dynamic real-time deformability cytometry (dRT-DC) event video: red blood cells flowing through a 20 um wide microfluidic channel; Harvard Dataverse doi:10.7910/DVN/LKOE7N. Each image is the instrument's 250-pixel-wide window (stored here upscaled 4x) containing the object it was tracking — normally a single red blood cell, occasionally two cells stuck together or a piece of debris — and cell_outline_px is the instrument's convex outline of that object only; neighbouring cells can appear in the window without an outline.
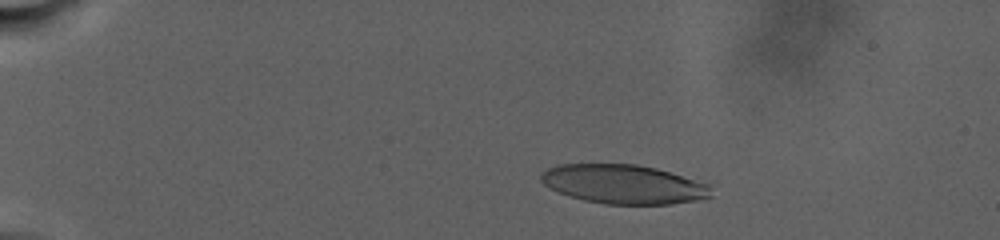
{"species": "human", "species_latin": "Homo sapiens", "temperature_condition": "warm", "stored_images_in_passage": 54, "camera_frame_rate_fps": 3000, "um_per_image_px": 0.085, "donor": {"sex": "male"}, "frame": {"image": 1, "passage_image": 12, "time_ms": 5.667, "image_size_px": [1000, 240], "cell_outline_px": [[712, 196], [692, 200], [668, 204], [604, 204], [584, 200], [568, 196], [548, 188], [540, 180], [540, 172], [548, 168], [560, 164], [636, 164], [656, 168], [708, 184]], "centroid_in_image_um": [52.92, 15.65], "position_along_channel_um": 32.1, "area_um2": 38.55}}
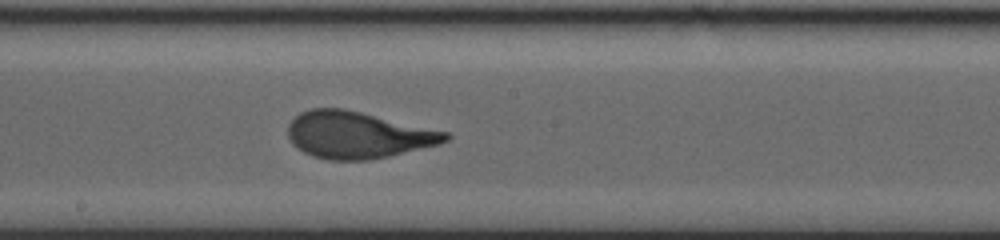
{"frame": {"image": 2, "passage_image": 36, "time_ms": 17.667, "image_size_px": [1000, 240], "cell_outline_px": [[452, 136], [448, 140], [440, 144], [388, 156], [368, 160], [328, 160], [312, 156], [296, 148], [292, 144], [288, 136], [288, 124], [300, 112], [312, 108], [344, 108], [448, 132]], "centroid_in_image_um": [30.39, 11.47], "position_along_channel_um": 217.8, "area_um2": 42.95}}
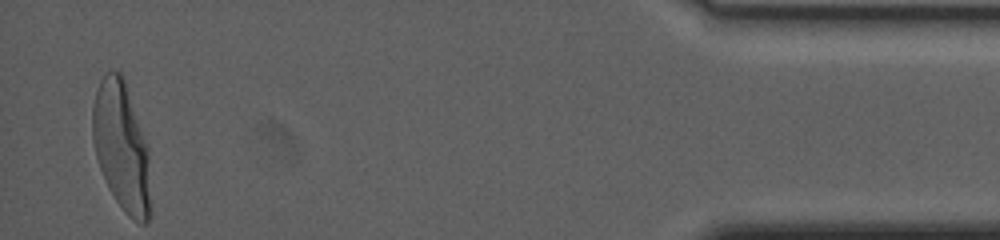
{"frame": {"image": 3, "passage_image": 54, "time_ms": 29.333, "image_size_px": [1000, 240], "cell_outline_px": [[152, 212], [148, 220], [144, 224], [140, 224], [132, 220], [124, 212], [108, 188], [104, 180], [96, 156], [92, 140], [92, 108], [96, 92], [100, 80], [108, 72], [120, 72], [124, 76], [148, 152], [152, 208]], "centroid_in_image_um": [10.33, 12.55], "position_along_channel_um": 424.9, "area_um2": 43.75}, "authors_computed_cell_mechanics": {"area_um2": 41.905, "velocity_mm_per_s": 2.3406, "shape_relaxation_time_tau1_ms": 9.1198, "shape_relaxation_time_tau2_ms": null, "deformation_change_tau1": 0.2929, "deformation_change_tau2": null}}